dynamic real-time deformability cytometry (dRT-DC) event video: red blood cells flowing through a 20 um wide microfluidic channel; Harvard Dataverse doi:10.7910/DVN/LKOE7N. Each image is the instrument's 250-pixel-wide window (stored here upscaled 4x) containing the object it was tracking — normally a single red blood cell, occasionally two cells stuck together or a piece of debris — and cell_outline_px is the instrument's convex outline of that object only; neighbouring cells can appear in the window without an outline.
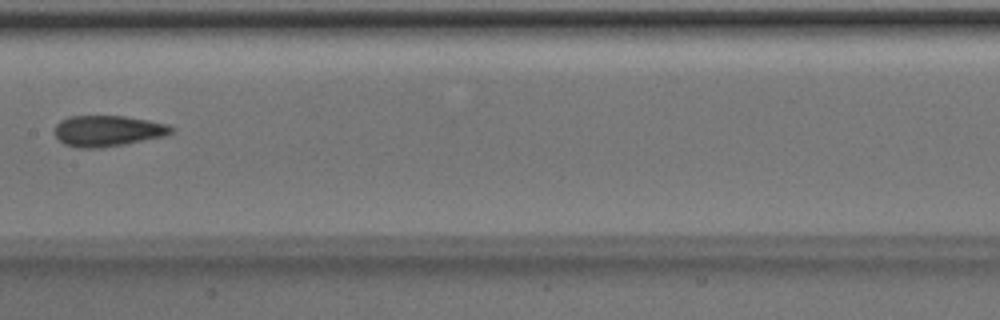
{"species": "Egyptian fruit bat (a non-hibernating species)", "species_latin": "Rousettus aegyptiacus", "temperature_condition": "room temperature", "stored_images_in_passage": 8, "camera_frame_rate_fps": 3000, "um_per_image_px": 0.085, "animal": {"sex": "male"}, "frame": {"image": 1, "passage_image": 8, "time_ms": 2.333, "image_size_px": [1000, 320], "cell_outline_px": [[176, 132], [164, 136], [124, 144], [100, 148], [76, 148], [64, 144], [56, 136], [56, 124], [60, 120], [68, 116], [124, 116], [148, 120], [168, 124], [176, 128]], "centroid_in_image_um": [9.19, 11.12], "position_along_channel_um": 198.2, "area_um2": 21.15}}